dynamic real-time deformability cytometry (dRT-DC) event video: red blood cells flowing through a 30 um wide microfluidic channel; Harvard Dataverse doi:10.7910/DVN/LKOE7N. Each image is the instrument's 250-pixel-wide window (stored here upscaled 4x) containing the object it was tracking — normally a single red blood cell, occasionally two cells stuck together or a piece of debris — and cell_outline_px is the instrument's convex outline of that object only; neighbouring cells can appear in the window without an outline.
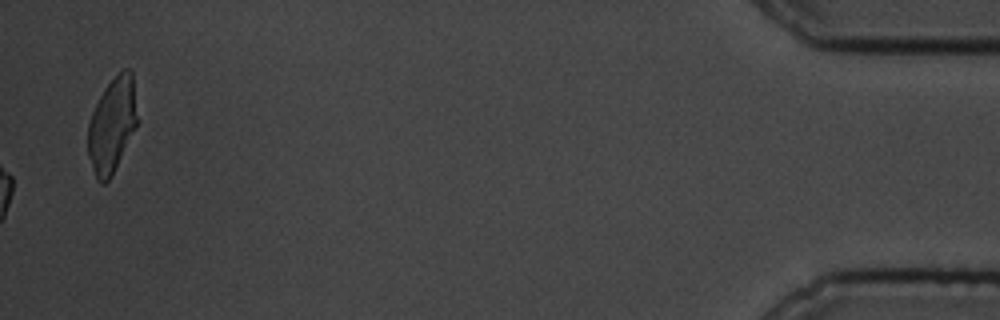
{"species": "common noctule bat (a hibernating species)", "species_latin": "Nyctalus noctula", "temperature_condition": "cold", "stored_images_in_passage": 50, "camera_frame_rate_fps": 3000, "um_per_image_px": 0.085, "animal": {"sex": "male", "body_mass_g": 19.5, "forearm_length_mm": 54.6}, "frame": {"image": 1, "passage_image": 50, "time_ms": 16.333, "image_size_px": [1000, 320], "cell_outline_px": [[140, 120], [112, 176], [104, 184], [100, 184], [96, 180], [88, 156], [88, 124], [92, 112], [104, 88], [124, 68], [128, 68], [132, 72]], "centroid_in_image_um": [9.56, 10.65], "position_along_channel_um": 425.6, "area_um2": 27.74}, "authors_computed_cell_mechanics": {"area_um2": 15.5482, "velocity_mm_per_s": 3.4362, "shape_relaxation_time_tau1_ms": 4.009, "shape_relaxation_time_tau2_ms": 5.5797, "deformation_change_tau1": 0.1655, "deformation_change_tau2": 0.1097}}